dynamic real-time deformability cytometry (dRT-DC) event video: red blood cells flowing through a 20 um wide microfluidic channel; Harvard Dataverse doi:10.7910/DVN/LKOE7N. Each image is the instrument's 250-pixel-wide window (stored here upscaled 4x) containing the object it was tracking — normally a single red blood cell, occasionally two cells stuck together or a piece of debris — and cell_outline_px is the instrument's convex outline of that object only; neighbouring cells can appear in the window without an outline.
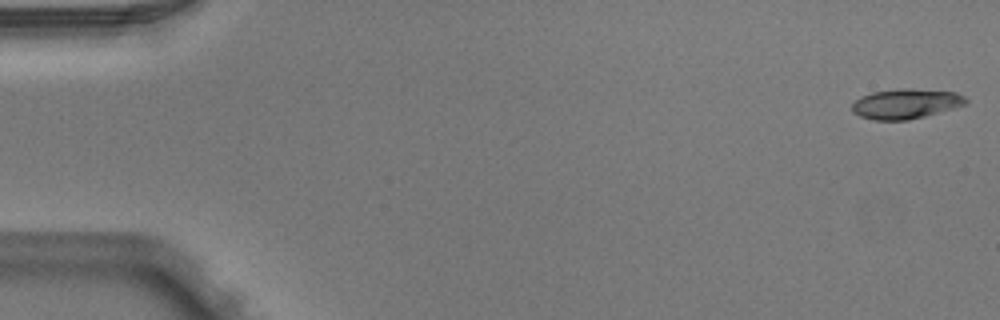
{"species": "Egyptian fruit bat (a non-hibernating species)", "species_latin": "Rousettus aegyptiacus", "temperature_condition": "warm", "stored_images_in_passage": 5, "camera_frame_rate_fps": 3000, "um_per_image_px": 0.085, "animal": {"sex": "male"}, "frame": {"image": 1, "passage_image": 1, "time_ms": 0.0, "image_size_px": [1000, 320], "cell_outline_px": [[968, 104], [956, 108], [908, 120], [872, 120], [860, 116], [852, 112], [852, 104], [860, 96], [872, 92], [896, 88], [912, 88], [956, 92], [964, 96], [968, 100]], "centroid_in_image_um": [77.01, 8.81], "position_along_channel_um": 8.0, "area_um2": 20.17}}
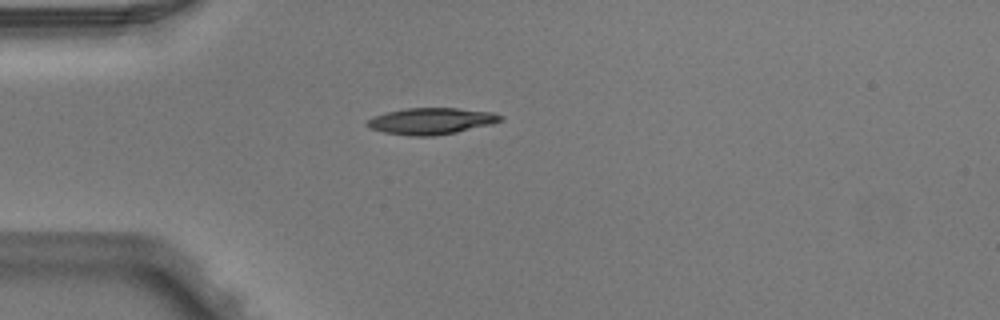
{"frame": {"image": 2, "passage_image": 4, "time_ms": 1.0, "image_size_px": [1000, 320], "cell_outline_px": [[504, 120], [492, 124], [456, 132], [432, 136], [408, 136], [384, 132], [368, 128], [364, 124], [368, 120], [376, 116], [388, 112], [404, 108], [456, 108], [492, 112], [504, 116]], "centroid_in_image_um": [36.66, 10.29], "position_along_channel_um": 48.3, "area_um2": 20.58}}